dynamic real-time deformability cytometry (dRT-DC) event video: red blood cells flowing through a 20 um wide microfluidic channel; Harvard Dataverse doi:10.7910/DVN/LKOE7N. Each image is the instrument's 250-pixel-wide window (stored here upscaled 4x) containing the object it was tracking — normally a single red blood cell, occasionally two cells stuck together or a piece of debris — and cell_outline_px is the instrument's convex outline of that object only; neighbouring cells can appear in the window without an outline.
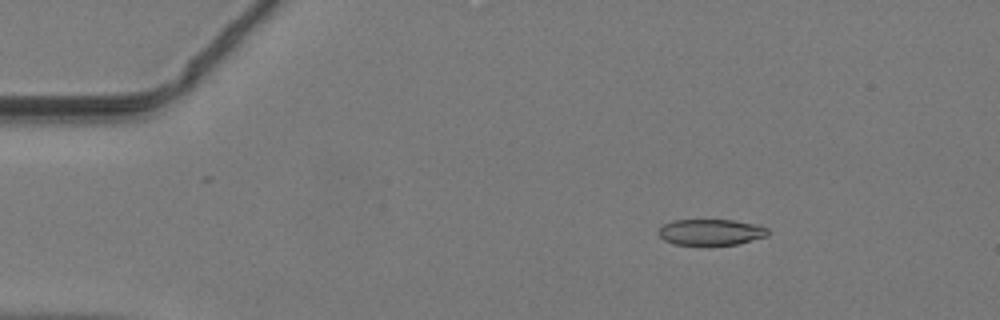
{"species": "common noctule bat (a hibernating species)", "species_latin": "Nyctalus noctula", "temperature_condition": "warm", "stored_images_in_passage": 47, "camera_frame_rate_fps": 3000, "um_per_image_px": 0.085, "animal": {"sex": "male", "body_mass_g": 19.2, "forearm_length_mm": 51.8}, "frame": {"image": 1, "passage_image": 7, "time_ms": 2.0, "image_size_px": [1000, 320], "cell_outline_px": [[768, 236], [736, 244], [676, 244], [664, 240], [656, 232], [664, 224], [672, 220], [732, 220], [760, 224], [768, 228]], "centroid_in_image_um": [60.45, 19.71], "position_along_channel_um": 24.6, "area_um2": 16.53}}
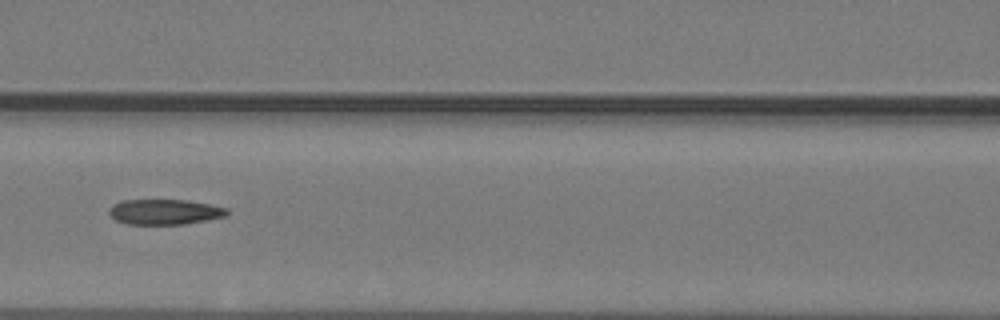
{"frame": {"image": 2, "passage_image": 21, "time_ms": 6.667, "image_size_px": [1000, 320], "cell_outline_px": [[228, 212], [224, 216], [208, 220], [184, 224], [124, 224], [116, 220], [108, 212], [116, 204], [124, 200], [184, 200], [208, 204], [228, 208]], "centroid_in_image_um": [14.01, 18.02], "position_along_channel_um": 152.6, "area_um2": 17.11}}
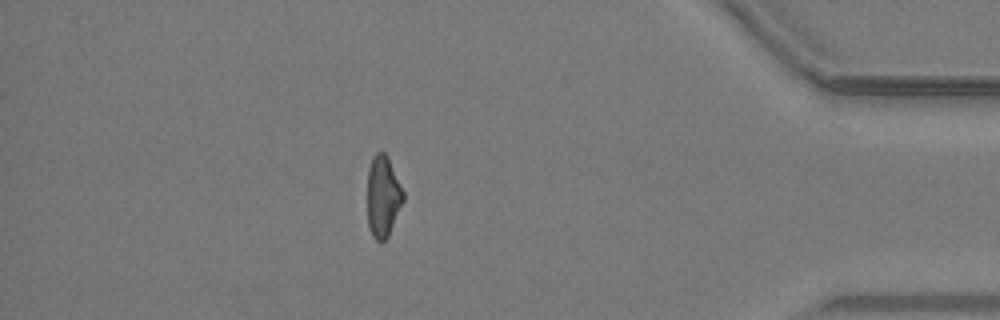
{"frame": {"image": 3, "passage_image": 41, "time_ms": 13.333, "image_size_px": [1000, 320], "cell_outline_px": [[404, 200], [388, 236], [380, 244], [372, 236], [368, 224], [368, 168], [372, 156], [376, 152], [384, 152], [388, 156], [404, 192]], "centroid_in_image_um": [32.55, 16.69], "position_along_channel_um": 402.6, "area_um2": 17.11}}